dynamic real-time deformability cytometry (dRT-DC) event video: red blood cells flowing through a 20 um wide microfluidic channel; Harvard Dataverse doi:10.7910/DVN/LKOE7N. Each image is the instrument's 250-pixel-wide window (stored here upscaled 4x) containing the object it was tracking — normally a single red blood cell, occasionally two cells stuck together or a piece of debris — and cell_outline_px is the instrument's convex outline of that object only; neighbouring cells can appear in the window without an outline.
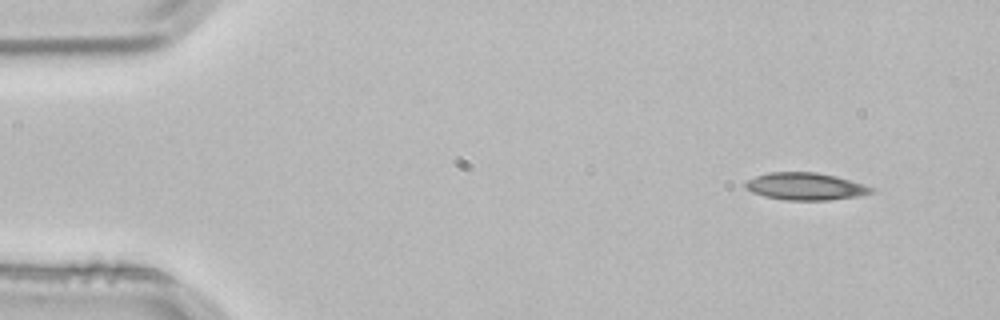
{"species": "common noctule bat (a hibernating species)", "species_latin": "Nyctalus noctula", "temperature_condition": "room temperature", "stored_images_in_passage": 3, "camera_frame_rate_fps": 3000, "um_per_image_px": 0.085, "animal": {"sex": "male", "body_mass_g": 21.5, "forearm_length_mm": 52.0}, "frame": {"image": 1, "passage_image": 1, "time_ms": 0.0, "image_size_px": [1000, 320], "cell_outline_px": [[876, 188], [872, 192], [860, 196], [828, 200], [788, 200], [764, 196], [752, 192], [744, 188], [744, 184], [748, 180], [756, 176], [768, 172], [816, 172], [836, 176], [864, 184]], "centroid_in_image_um": [68.47, 15.84], "position_along_channel_um": 16.5, "area_um2": 20.06}}
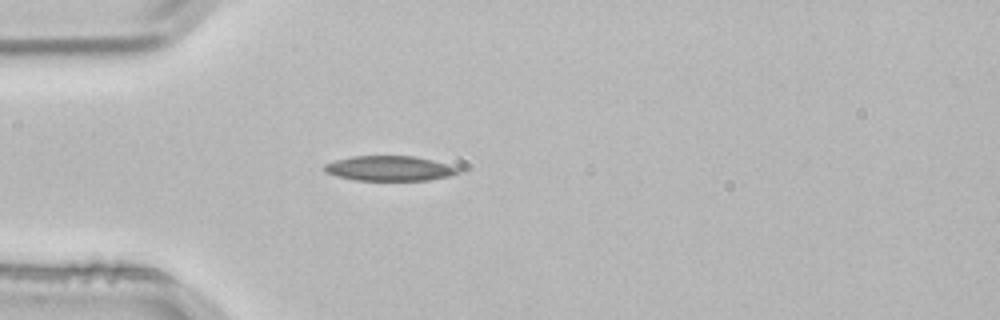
{"frame": {"image": 2, "passage_image": 3, "time_ms": 0.667, "image_size_px": [1000, 320], "cell_outline_px": [[464, 172], [448, 176], [428, 180], [356, 180], [336, 176], [324, 172], [324, 164], [336, 160], [352, 156], [416, 156], [432, 160], [460, 168]], "centroid_in_image_um": [33.11, 14.31], "position_along_channel_um": 51.9, "area_um2": 19.48}}